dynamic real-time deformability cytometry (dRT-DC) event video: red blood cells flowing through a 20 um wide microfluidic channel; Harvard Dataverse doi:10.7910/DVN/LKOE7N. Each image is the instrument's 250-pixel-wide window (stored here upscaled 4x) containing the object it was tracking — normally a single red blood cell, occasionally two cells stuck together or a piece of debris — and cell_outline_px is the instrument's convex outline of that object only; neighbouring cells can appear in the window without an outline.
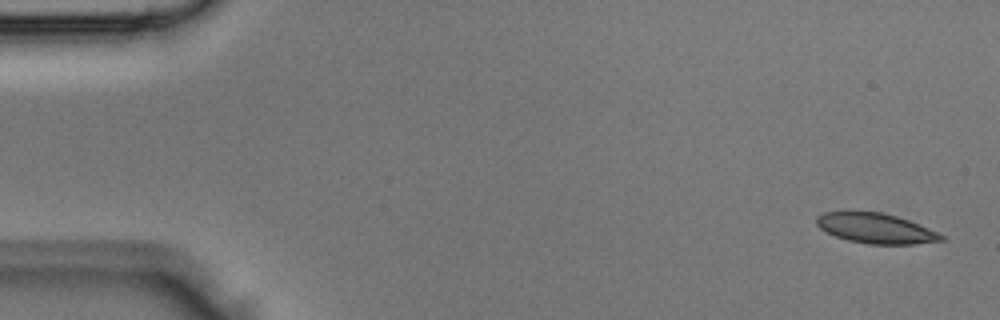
{"species": "Egyptian fruit bat (a non-hibernating species)", "species_latin": "Rousettus aegyptiacus", "temperature_condition": "room temperature", "stored_images_in_passage": 5, "camera_frame_rate_fps": 3000, "um_per_image_px": 0.085, "animal": {"sex": "male"}, "frame": {"image": 1, "passage_image": 1, "time_ms": 0.0, "image_size_px": [1000, 320], "cell_outline_px": [[944, 240], [912, 244], [868, 244], [848, 240], [836, 236], [820, 228], [816, 224], [816, 216], [824, 212], [848, 208], [880, 212], [896, 216], [908, 220], [928, 228], [944, 236]], "centroid_in_image_um": [74.34, 19.35], "position_along_channel_um": 10.7, "area_um2": 22.31}}